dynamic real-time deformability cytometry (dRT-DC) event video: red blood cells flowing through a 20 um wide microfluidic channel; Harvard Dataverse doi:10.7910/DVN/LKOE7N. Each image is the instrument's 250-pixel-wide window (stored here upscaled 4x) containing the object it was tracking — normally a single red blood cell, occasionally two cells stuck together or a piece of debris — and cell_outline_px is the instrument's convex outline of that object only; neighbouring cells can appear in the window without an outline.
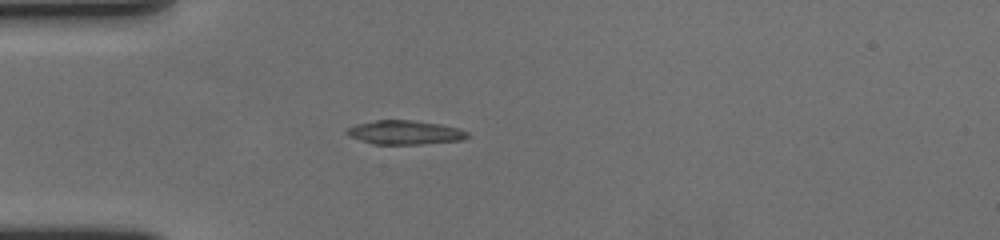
{"species": "human", "species_latin": "Homo sapiens", "temperature_condition": "cold", "stored_images_in_passage": 60, "camera_frame_rate_fps": 3000, "um_per_image_px": 0.085, "donor": {"sex": "female"}, "frame": {"image": 1, "passage_image": 19, "time_ms": 6.0, "image_size_px": [1000, 240], "cell_outline_px": [[468, 136], [464, 140], [424, 144], [376, 144], [360, 140], [348, 136], [344, 132], [348, 128], [356, 124], [376, 120], [412, 120], [440, 124], [460, 128], [468, 132]], "centroid_in_image_um": [34.43, 11.26], "position_along_channel_um": 50.6, "area_um2": 16.94}}
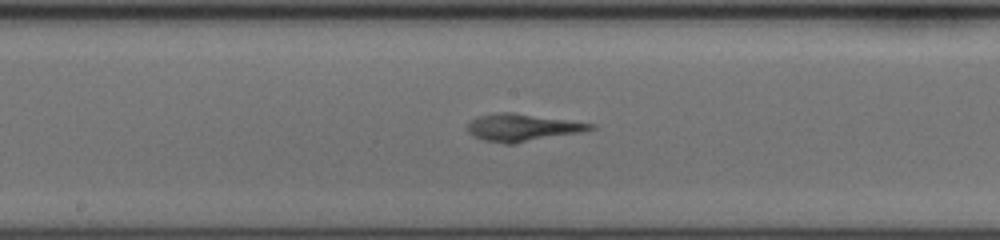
{"frame": {"image": 2, "passage_image": 33, "time_ms": 10.667, "image_size_px": [1000, 240], "cell_outline_px": [[596, 128], [580, 132], [516, 144], [504, 144], [484, 140], [472, 136], [468, 132], [468, 124], [476, 116], [492, 112], [512, 112], [596, 124]], "centroid_in_image_um": [44.37, 10.84], "position_along_channel_um": 203.8, "area_um2": 19.77}}
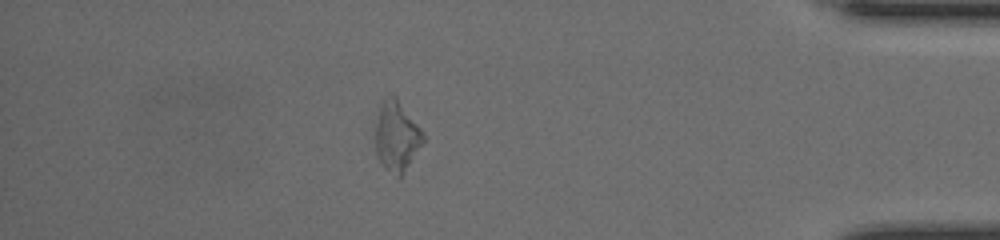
{"frame": {"image": 3, "passage_image": 53, "time_ms": 17.333, "image_size_px": [1000, 240], "cell_outline_px": [[424, 140], [400, 180], [376, 156], [376, 124], [380, 104], [392, 92], [396, 96], [424, 132]], "centroid_in_image_um": [33.73, 11.55], "position_along_channel_um": 401.5, "area_um2": 19.31}}